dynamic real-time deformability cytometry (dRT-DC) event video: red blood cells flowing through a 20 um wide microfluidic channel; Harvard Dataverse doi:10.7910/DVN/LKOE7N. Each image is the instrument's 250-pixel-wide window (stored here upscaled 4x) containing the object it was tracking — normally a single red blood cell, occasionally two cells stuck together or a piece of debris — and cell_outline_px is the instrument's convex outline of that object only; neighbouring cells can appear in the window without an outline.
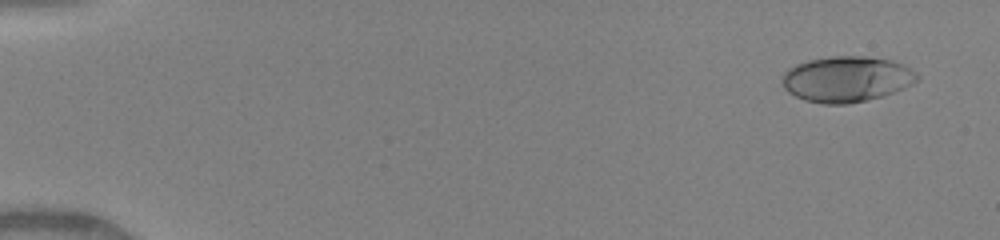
{"species": "human", "species_latin": "Homo sapiens", "temperature_condition": "warm", "stored_images_in_passage": 43, "camera_frame_rate_fps": 3000, "um_per_image_px": 0.085, "donor": {"sex": "female"}, "frame": {"image": 1, "passage_image": 3, "time_ms": 0.667, "image_size_px": [1000, 240], "cell_outline_px": [[920, 80], [904, 88], [884, 96], [848, 104], [820, 104], [804, 100], [788, 92], [780, 84], [780, 80], [784, 72], [788, 68], [796, 64], [808, 60], [832, 56], [864, 56], [892, 60], [904, 64], [912, 68], [920, 76]], "centroid_in_image_um": [71.97, 6.72], "position_along_channel_um": 13.0, "area_um2": 36.53}}
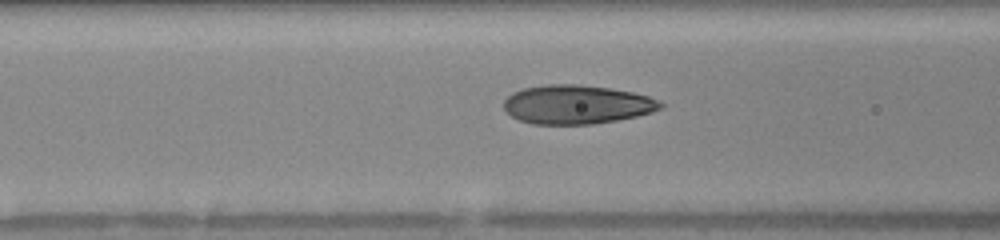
{"frame": {"image": 2, "passage_image": 19, "time_ms": 6.667, "image_size_px": [1000, 240], "cell_outline_px": [[664, 108], [652, 112], [636, 116], [616, 120], [592, 124], [532, 124], [520, 120], [512, 116], [504, 108], [504, 100], [512, 92], [524, 88], [548, 84], [576, 84], [608, 88], [632, 92], [648, 96], [664, 104]], "centroid_in_image_um": [49.02, 8.88], "position_along_channel_um": 117.6, "area_um2": 35.37}}
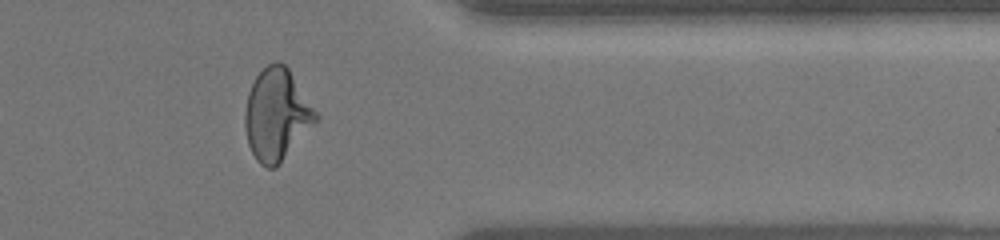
{"frame": {"image": 3, "passage_image": 36, "time_ms": 13.333, "image_size_px": [1000, 240], "cell_outline_px": [[320, 120], [276, 168], [268, 168], [260, 164], [256, 160], [248, 144], [244, 124], [244, 112], [248, 92], [256, 76], [268, 64], [276, 60], [284, 64], [288, 68], [320, 116]], "centroid_in_image_um": [23.54, 9.77], "position_along_channel_um": 387.9, "area_um2": 38.21}, "authors_computed_cell_mechanics": {"area_um2": 35.258, "velocity_mm_per_s": 4.1744, "shape_relaxation_time_tau1_ms": 4.7566, "shape_relaxation_time_tau2_ms": null, "deformation_change_tau1": 0.2049, "deformation_change_tau2": null}}